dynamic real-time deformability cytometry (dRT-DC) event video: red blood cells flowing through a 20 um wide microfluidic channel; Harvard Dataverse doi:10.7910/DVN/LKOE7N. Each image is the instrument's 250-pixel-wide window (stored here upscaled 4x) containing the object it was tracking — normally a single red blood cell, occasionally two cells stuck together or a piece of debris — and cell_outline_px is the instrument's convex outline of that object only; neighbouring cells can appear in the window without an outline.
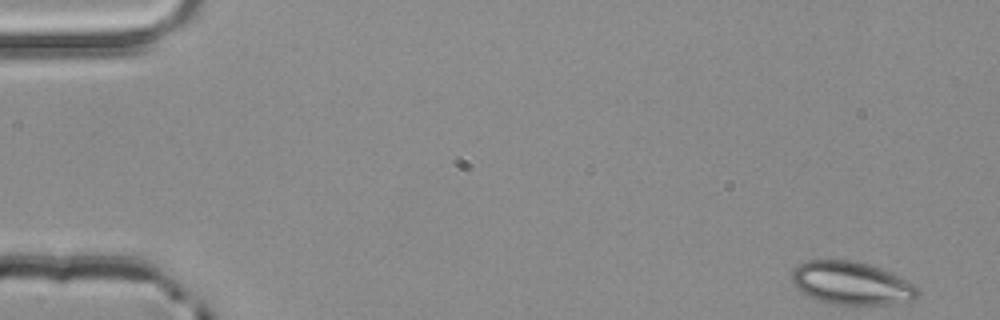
{"species": "common noctule bat (a hibernating species)", "species_latin": "Nyctalus noctula", "temperature_condition": "room temperature", "stored_images_in_passage": 52, "camera_frame_rate_fps": 3000, "um_per_image_px": 0.085, "animal": {"sex": "male", "body_mass_g": 20.4}, "frame": {"image": 1, "passage_image": 1, "time_ms": 0.0, "image_size_px": [1000, 320], "cell_outline_px": [[920, 296], [916, 300], [896, 304], [832, 304], [816, 300], [804, 292], [792, 280], [792, 268], [808, 260], [852, 260], [868, 264], [880, 268], [920, 288]], "centroid_in_image_um": [72.42, 24.08], "position_along_channel_um": 12.6, "area_um2": 31.33}}
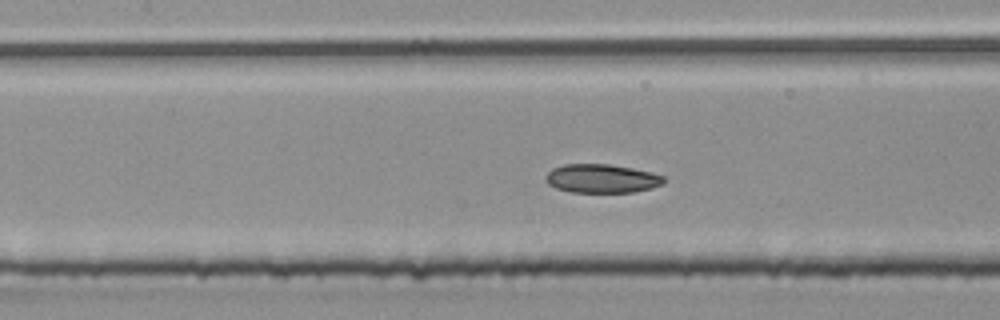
{"frame": {"image": 2, "passage_image": 23, "time_ms": 7.333, "image_size_px": [1000, 320], "cell_outline_px": [[664, 184], [652, 188], [632, 192], [572, 192], [556, 188], [548, 184], [544, 176], [552, 168], [564, 164], [608, 164], [632, 168], [664, 176]], "centroid_in_image_um": [51.12, 15.17], "position_along_channel_um": 156.3, "area_um2": 19.71}}
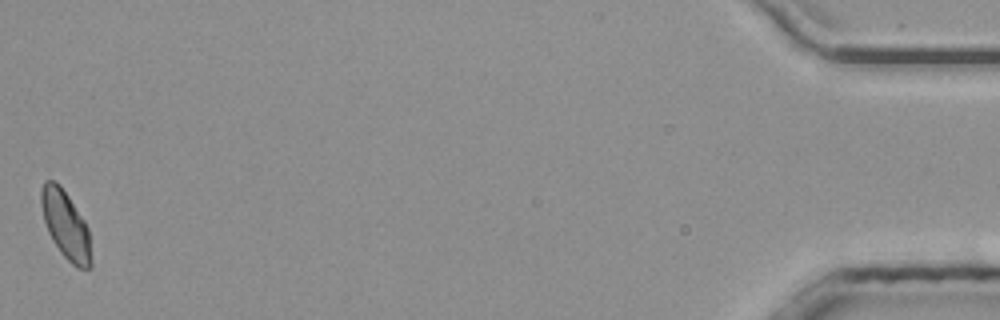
{"frame": {"image": 3, "passage_image": 52, "time_ms": 17.0, "image_size_px": [1000, 320], "cell_outline_px": [[92, 268], [76, 268], [60, 252], [52, 240], [48, 232], [44, 220], [40, 204], [40, 188], [44, 180], [52, 180], [60, 184], [84, 220], [88, 228], [92, 260]], "centroid_in_image_um": [5.57, 19.12], "position_along_channel_um": 429.6, "area_um2": 19.94}, "authors_computed_cell_mechanics": {"area_um2": 20.23, "velocity_mm_per_s": 3.8822, "shape_relaxation_time_tau1_ms": 2.6777, "shape_relaxation_time_tau2_ms": 4.5726, "deformation_change_tau1": 0.0752, "deformation_change_tau2": 0.0647}}